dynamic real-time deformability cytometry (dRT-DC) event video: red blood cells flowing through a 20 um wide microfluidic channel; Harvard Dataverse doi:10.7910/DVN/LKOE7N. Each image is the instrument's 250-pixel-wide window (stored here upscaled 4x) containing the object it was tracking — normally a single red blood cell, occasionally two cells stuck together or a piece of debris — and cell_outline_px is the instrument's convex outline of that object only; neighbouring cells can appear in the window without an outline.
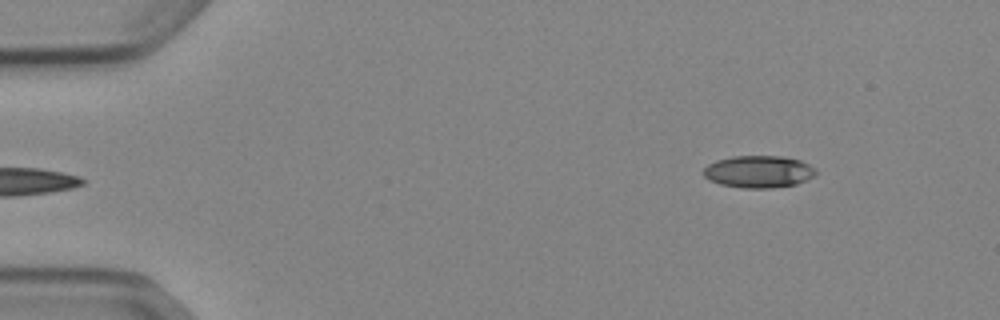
{"species": "Egyptian fruit bat (a non-hibernating species)", "species_latin": "Rousettus aegyptiacus", "temperature_condition": "cold", "stored_images_in_passage": 47, "camera_frame_rate_fps": 3000, "um_per_image_px": 0.085, "animal": {"sex": "female"}, "frame": {"image": 1, "passage_image": 1, "time_ms": 0.0, "image_size_px": [1000, 320], "cell_outline_px": [[816, 176], [796, 184], [772, 188], [744, 188], [720, 184], [708, 180], [704, 176], [704, 168], [708, 164], [716, 160], [732, 156], [780, 156], [800, 160], [816, 168]], "centroid_in_image_um": [64.49, 14.59], "position_along_channel_um": 20.5, "area_um2": 21.15}}
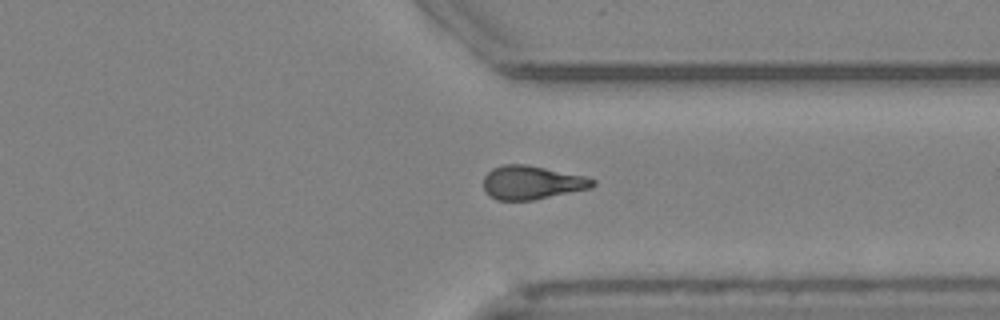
{"frame": {"image": 2, "passage_image": 35, "time_ms": 11.333, "image_size_px": [1000, 320], "cell_outline_px": [[596, 184], [592, 188], [532, 200], [496, 200], [484, 192], [484, 176], [492, 168], [504, 164], [528, 164], [584, 176], [596, 180]], "centroid_in_image_um": [45.2, 15.51], "position_along_channel_um": 366.2, "area_um2": 21.5}}
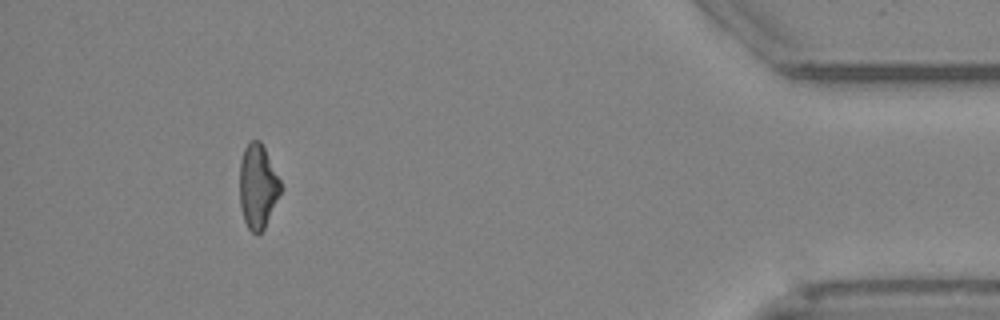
{"frame": {"image": 3, "passage_image": 43, "time_ms": 14.0, "image_size_px": [1000, 320], "cell_outline_px": [[284, 188], [264, 228], [256, 236], [248, 228], [244, 220], [240, 208], [240, 160], [244, 148], [252, 140], [260, 140]], "centroid_in_image_um": [21.92, 15.87], "position_along_channel_um": 413.3, "area_um2": 20.23}, "authors_computed_cell_mechanics": {"area_um2": 21.3282, "velocity_mm_per_s": 3.8998, "shape_relaxation_time_tau1_ms": 6.9213, "shape_relaxation_time_tau2_ms": null, "deformation_change_tau1": 0.1685, "deformation_change_tau2": null}}